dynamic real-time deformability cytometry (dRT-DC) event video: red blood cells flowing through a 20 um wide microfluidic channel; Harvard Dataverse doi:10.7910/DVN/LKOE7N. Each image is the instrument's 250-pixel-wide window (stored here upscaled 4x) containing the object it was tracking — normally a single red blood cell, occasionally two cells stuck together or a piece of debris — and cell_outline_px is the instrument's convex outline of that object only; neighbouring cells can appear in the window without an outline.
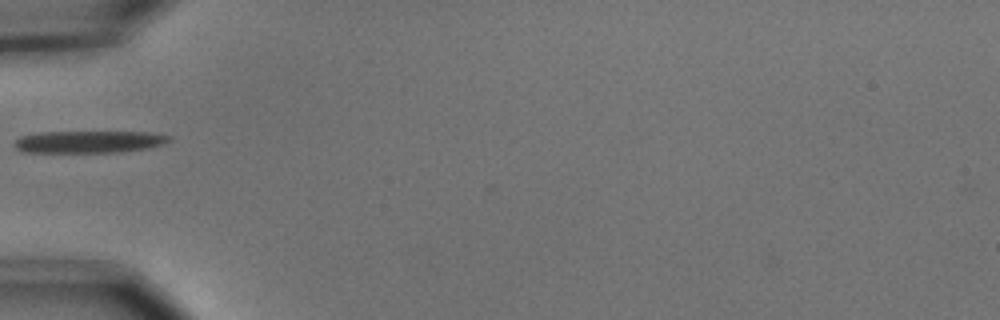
{"species": "common noctule bat (a hibernating species)", "species_latin": "Nyctalus noctula", "temperature_condition": "cold", "stored_images_in_passage": 10, "camera_frame_rate_fps": 3000, "um_per_image_px": 0.085, "animal": {"sex": "male", "body_mass_g": 15.6}, "frame": {"image": 1, "passage_image": 1, "time_ms": 0.0, "image_size_px": [1000, 320], "cell_outline_px": [[172, 140], [148, 148], [120, 152], [24, 152], [16, 148], [12, 144], [20, 136], [40, 132], [152, 132], [172, 136]], "centroid_in_image_um": [7.56, 12.04], "position_along_channel_um": 77.4, "area_um2": 20.0}}